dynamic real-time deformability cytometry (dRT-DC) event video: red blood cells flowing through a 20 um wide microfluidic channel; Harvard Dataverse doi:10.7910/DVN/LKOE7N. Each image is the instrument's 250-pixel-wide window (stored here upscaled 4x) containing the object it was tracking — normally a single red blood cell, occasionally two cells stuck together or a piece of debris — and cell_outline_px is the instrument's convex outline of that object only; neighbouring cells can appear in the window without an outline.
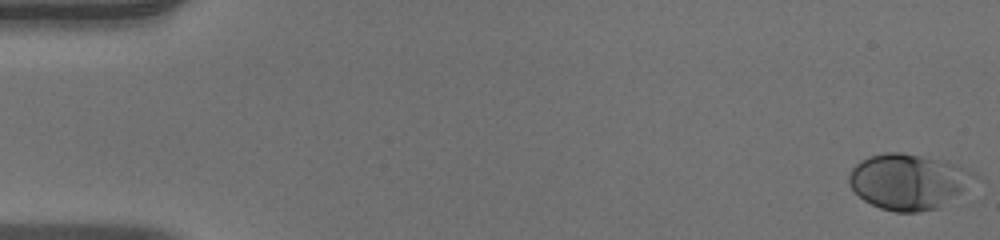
{"species": "human", "species_latin": "Homo sapiens", "temperature_condition": "warm", "stored_images_in_passage": 53, "camera_frame_rate_fps": 3000, "um_per_image_px": 0.085, "donor": {"sex": "male"}, "frame": {"image": 1, "passage_image": 1, "time_ms": 0.0, "image_size_px": [1000, 240], "cell_outline_px": [[972, 172], [960, 192], [940, 208], [920, 212], [896, 212], [880, 208], [864, 200], [848, 184], [848, 176], [852, 168], [860, 160], [884, 152], [900, 152], [948, 160]], "centroid_in_image_um": [77.11, 15.42], "position_along_channel_um": 7.9, "area_um2": 39.88}}
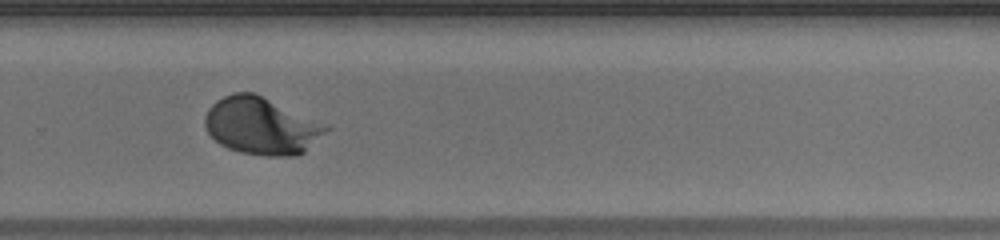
{"frame": {"image": 2, "passage_image": 36, "time_ms": 11.667, "image_size_px": [1000, 240], "cell_outline_px": [[332, 128], [300, 156], [264, 156], [240, 152], [228, 148], [220, 144], [208, 132], [204, 124], [204, 116], [208, 108], [216, 100], [232, 92], [256, 92]], "centroid_in_image_um": [22.21, 10.7], "position_along_channel_um": 307.6, "area_um2": 40.52}}
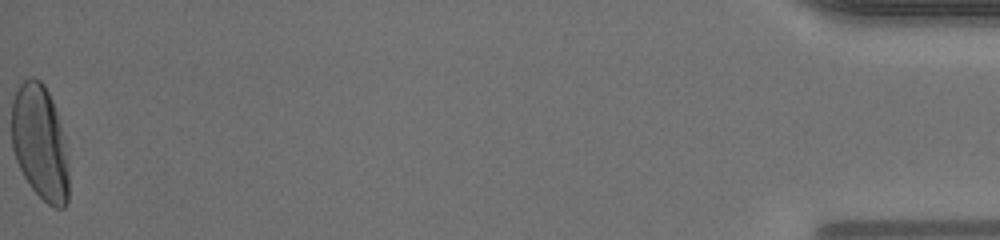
{"frame": {"image": 3, "passage_image": 53, "time_ms": 17.333, "image_size_px": [1000, 240], "cell_outline_px": [[68, 204], [64, 208], [56, 208], [48, 204], [28, 184], [16, 160], [12, 148], [12, 100], [20, 84], [24, 80], [32, 76], [40, 80], [44, 84], [52, 100], [64, 136], [68, 172]], "centroid_in_image_um": [3.39, 12.12], "position_along_channel_um": 431.8, "area_um2": 38.21}}